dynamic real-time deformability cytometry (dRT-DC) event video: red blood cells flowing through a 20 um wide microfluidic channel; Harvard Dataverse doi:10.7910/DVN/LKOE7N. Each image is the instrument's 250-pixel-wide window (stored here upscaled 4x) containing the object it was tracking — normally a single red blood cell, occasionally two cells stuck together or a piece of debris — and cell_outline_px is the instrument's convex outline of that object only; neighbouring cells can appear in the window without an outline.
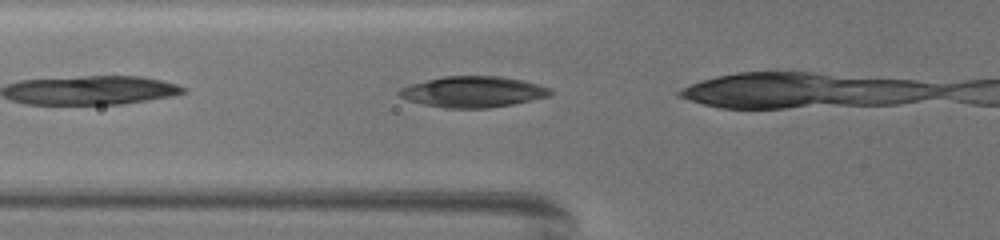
{"species": "common noctule bat (a hibernating species)", "species_latin": "Nyctalus noctula", "temperature_condition": "warm", "stored_images_in_passage": 7, "camera_frame_rate_fps": 3000, "um_per_image_px": 0.085, "animal": {"sex": "female", "body_mass_g": 19.5, "forearm_length_mm": 54.1}, "frame": {"image": 1, "passage_image": 2, "time_ms": 0.333, "image_size_px": [1000, 240], "cell_outline_px": [[552, 92], [548, 96], [512, 104], [488, 108], [444, 108], [424, 104], [408, 100], [400, 96], [396, 92], [400, 88], [408, 84], [444, 76], [500, 76], [524, 80], [552, 88]], "centroid_in_image_um": [40.19, 7.79], "position_along_channel_um": 85.6, "area_um2": 27.28}}